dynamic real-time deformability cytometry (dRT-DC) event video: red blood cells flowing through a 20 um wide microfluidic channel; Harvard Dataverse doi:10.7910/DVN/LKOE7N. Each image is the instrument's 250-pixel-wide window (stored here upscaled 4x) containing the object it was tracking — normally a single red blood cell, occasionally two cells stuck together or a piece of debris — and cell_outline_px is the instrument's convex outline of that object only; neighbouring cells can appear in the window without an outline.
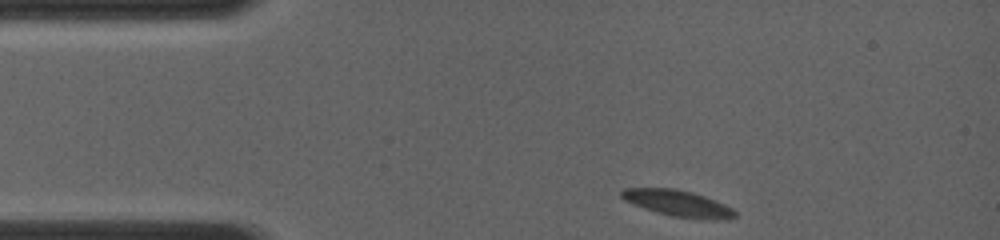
{"species": "common noctule bat (a hibernating species)", "species_latin": "Nyctalus noctula", "temperature_condition": "room temperature", "stored_images_in_passage": 14, "camera_frame_rate_fps": 4000, "um_per_image_px": 0.085, "animal": {"sex": "female", "body_mass_g": 19.0, "forearm_length_mm": 56.7}, "frame": {"image": 1, "passage_image": 1, "time_ms": 0.0, "image_size_px": [1000, 240], "cell_outline_px": [[736, 216], [728, 220], [700, 220], [672, 216], [656, 212], [644, 208], [624, 200], [620, 196], [620, 192], [624, 188], [676, 188], [692, 192], [716, 200], [732, 208], [736, 212]], "centroid_in_image_um": [57.66, 17.3], "position_along_channel_um": 27.3, "area_um2": 17.63}}
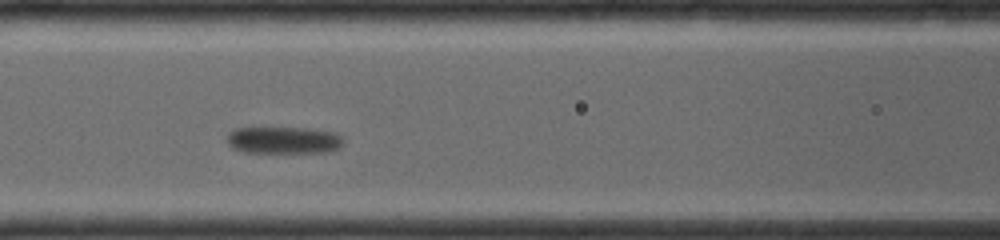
{"frame": {"image": 2, "passage_image": 7, "time_ms": 4.25, "image_size_px": [1000, 240], "cell_outline_px": [[344, 144], [340, 148], [328, 152], [244, 152], [232, 148], [228, 144], [228, 132], [232, 128], [312, 128], [336, 132], [344, 140]], "centroid_in_image_um": [24.14, 11.9], "position_along_channel_um": 142.5, "area_um2": 18.55}}
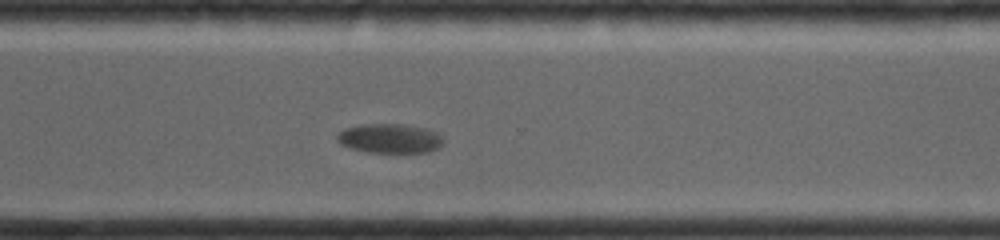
{"frame": {"image": 3, "passage_image": 14, "time_ms": 9.25, "image_size_px": [1000, 240], "cell_outline_px": [[444, 144], [440, 148], [428, 152], [368, 152], [352, 148], [340, 144], [336, 140], [336, 136], [344, 128], [364, 124], [400, 124], [424, 128], [436, 132], [444, 140]], "centroid_in_image_um": [33.14, 11.77], "position_along_channel_um": 337.5, "area_um2": 18.15}}